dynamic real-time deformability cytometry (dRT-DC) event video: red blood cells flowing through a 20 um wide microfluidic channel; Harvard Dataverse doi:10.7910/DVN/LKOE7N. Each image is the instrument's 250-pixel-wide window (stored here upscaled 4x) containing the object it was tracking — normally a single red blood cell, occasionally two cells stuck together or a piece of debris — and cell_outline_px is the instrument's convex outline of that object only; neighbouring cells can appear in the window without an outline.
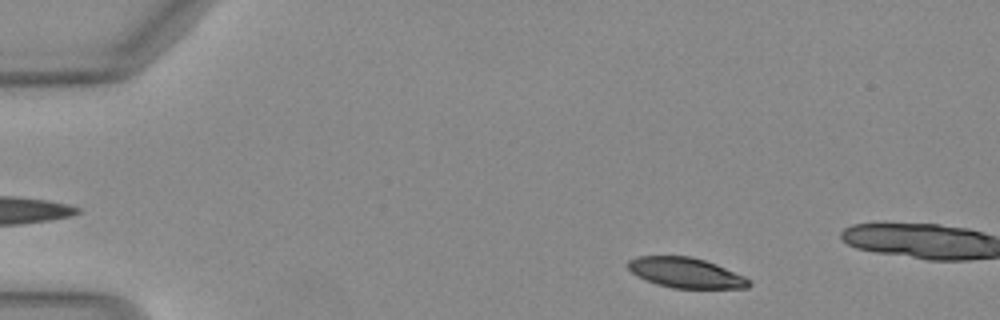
{"species": "Egyptian fruit bat (a non-hibernating species)", "species_latin": "Rousettus aegyptiacus", "temperature_condition": "warm", "stored_images_in_passage": 11, "camera_frame_rate_fps": 3000, "um_per_image_px": 0.085, "animal": {"sex": "female"}, "frame": {"image": 1, "passage_image": 3, "time_ms": 0.667, "image_size_px": [1000, 320], "cell_outline_px": [[752, 284], [748, 288], [672, 288], [656, 284], [636, 276], [628, 268], [628, 260], [636, 256], [692, 256], [716, 264], [744, 276], [752, 280]], "centroid_in_image_um": [58.3, 23.19], "position_along_channel_um": 26.7, "area_um2": 21.39}}
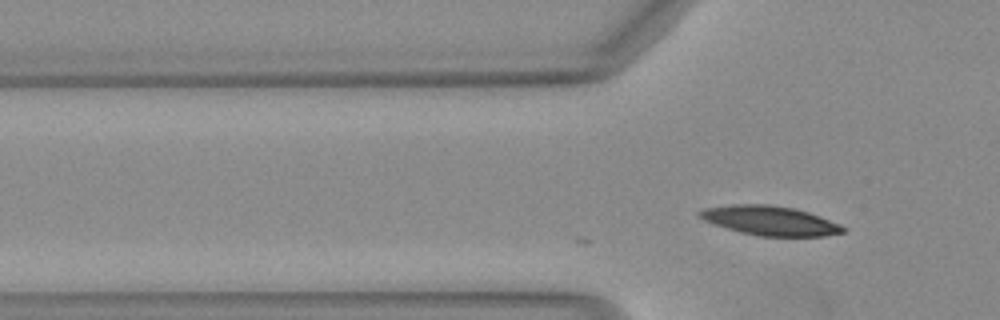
{"frame": {"image": 2, "passage_image": 11, "time_ms": 3.333, "image_size_px": [1000, 320], "cell_outline_px": [[844, 232], [824, 236], [760, 236], [740, 232], [704, 220], [696, 212], [704, 208], [732, 204], [772, 204], [796, 208], [820, 216], [840, 224], [844, 228]], "centroid_in_image_um": [65.46, 18.74], "position_along_channel_um": 60.3, "area_um2": 24.45}}